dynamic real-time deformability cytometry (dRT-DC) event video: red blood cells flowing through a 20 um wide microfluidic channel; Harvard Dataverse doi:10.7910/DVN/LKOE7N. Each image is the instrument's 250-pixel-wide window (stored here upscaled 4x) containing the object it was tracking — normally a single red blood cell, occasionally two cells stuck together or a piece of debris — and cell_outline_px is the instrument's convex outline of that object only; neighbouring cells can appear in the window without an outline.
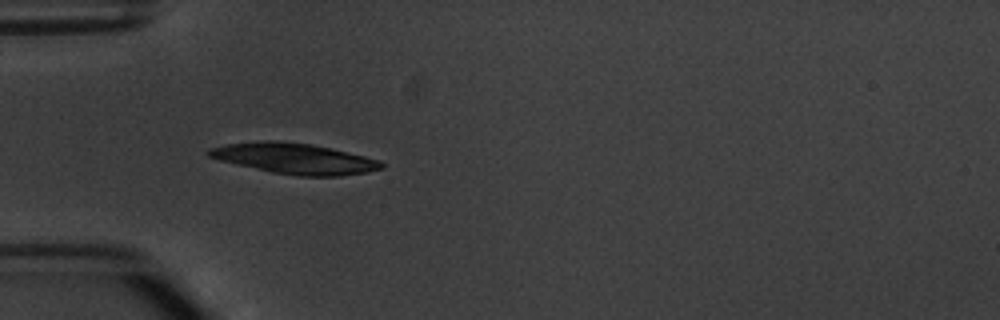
{"species": "common noctule bat (a hibernating species)", "species_latin": "Nyctalus noctula", "temperature_condition": "warm", "stored_images_in_passage": 7, "camera_frame_rate_fps": 3000, "um_per_image_px": 0.085, "animal": {"sex": "male", "body_mass_g": 20.1, "forearm_length_mm": 53.5}, "frame": {"image": 1, "passage_image": 4, "time_ms": 3.667, "image_size_px": [1000, 320], "cell_outline_px": [[384, 168], [364, 172], [340, 176], [300, 176], [272, 172], [236, 164], [220, 160], [208, 156], [204, 152], [208, 148], [228, 144], [264, 140], [276, 140], [312, 144], [332, 148], [380, 160], [384, 164]], "centroid_in_image_um": [25.02, 13.46], "position_along_channel_um": 60.0, "area_um2": 30.75}}